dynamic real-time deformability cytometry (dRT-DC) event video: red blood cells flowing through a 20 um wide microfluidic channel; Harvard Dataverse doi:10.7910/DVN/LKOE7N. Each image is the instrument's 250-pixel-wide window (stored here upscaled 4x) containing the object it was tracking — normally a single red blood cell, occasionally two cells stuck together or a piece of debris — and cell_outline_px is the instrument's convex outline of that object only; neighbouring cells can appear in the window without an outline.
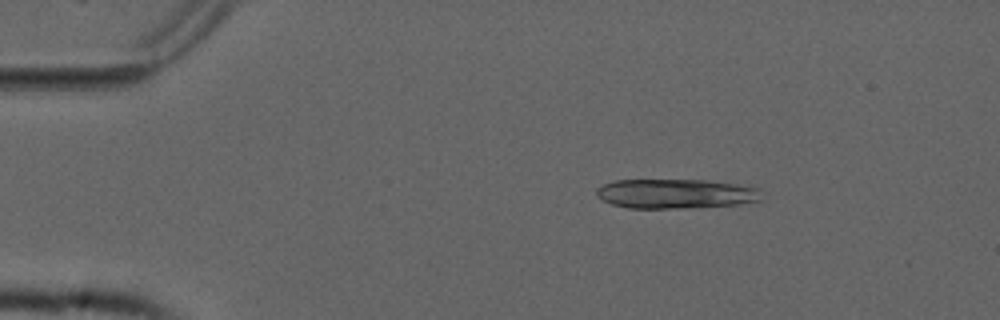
{"species": "common noctule bat (a hibernating species)", "species_latin": "Nyctalus noctula", "temperature_condition": "cold", "stored_images_in_passage": 52, "segment_of_instrument_passage": [1, 2], "camera_frame_rate_fps": 3000, "um_per_image_px": 0.085, "animal": {"sex": "male", "forearm_length_mm": 52.5}, "frame": {"image": 1, "passage_image": 8, "time_ms": 2.333, "image_size_px": [1000, 320], "cell_outline_px": [[764, 200], [736, 204], [696, 208], [628, 208], [612, 204], [596, 196], [596, 188], [604, 184], [616, 180], [704, 180], [736, 184], [760, 188]], "centroid_in_image_um": [57.47, 16.47], "position_along_channel_um": 27.5, "area_um2": 28.61}}